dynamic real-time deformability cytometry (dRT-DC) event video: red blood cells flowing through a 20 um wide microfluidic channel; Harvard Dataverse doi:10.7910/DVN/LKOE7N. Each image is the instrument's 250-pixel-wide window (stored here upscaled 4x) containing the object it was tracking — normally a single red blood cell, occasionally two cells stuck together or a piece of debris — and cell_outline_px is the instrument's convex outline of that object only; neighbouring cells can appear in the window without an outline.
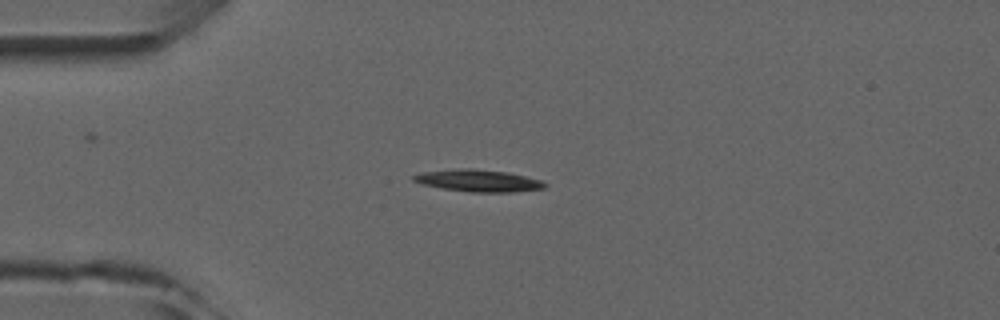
{"species": "common noctule bat (a hibernating species)", "species_latin": "Nyctalus noctula", "temperature_condition": "room temperature", "stored_images_in_passage": 6, "camera_frame_rate_fps": 3000, "um_per_image_px": 0.085, "animal": {"sex": "male", "forearm_length_mm": 52.5}, "frame": {"image": 1, "passage_image": 4, "time_ms": 3.667, "image_size_px": [1000, 320], "cell_outline_px": [[548, 184], [544, 188], [512, 192], [472, 192], [444, 188], [424, 184], [412, 180], [412, 176], [424, 172], [464, 168], [472, 168], [508, 172], [540, 180]], "centroid_in_image_um": [40.7, 15.35], "position_along_channel_um": 44.3, "area_um2": 16.53}}
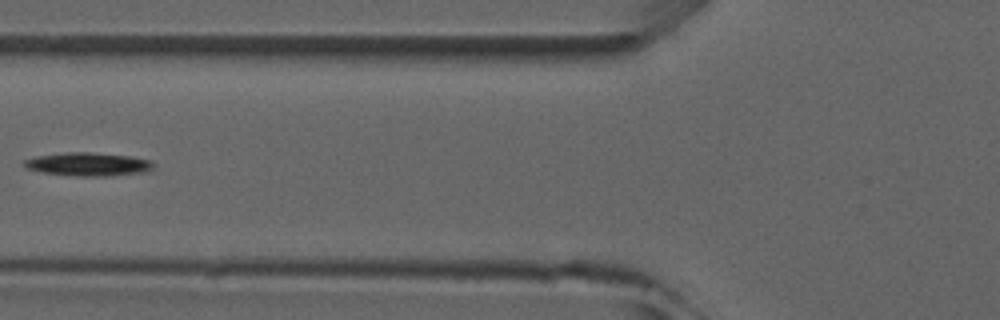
{"frame": {"image": 2, "passage_image": 6, "time_ms": 6.0, "image_size_px": [1000, 320], "cell_outline_px": [[156, 168], [148, 172], [108, 176], [80, 176], [44, 172], [28, 168], [24, 164], [24, 160], [36, 156], [68, 152], [88, 152], [128, 156], [152, 160]], "centroid_in_image_um": [7.59, 13.96], "position_along_channel_um": 118.2, "area_um2": 17.51}}